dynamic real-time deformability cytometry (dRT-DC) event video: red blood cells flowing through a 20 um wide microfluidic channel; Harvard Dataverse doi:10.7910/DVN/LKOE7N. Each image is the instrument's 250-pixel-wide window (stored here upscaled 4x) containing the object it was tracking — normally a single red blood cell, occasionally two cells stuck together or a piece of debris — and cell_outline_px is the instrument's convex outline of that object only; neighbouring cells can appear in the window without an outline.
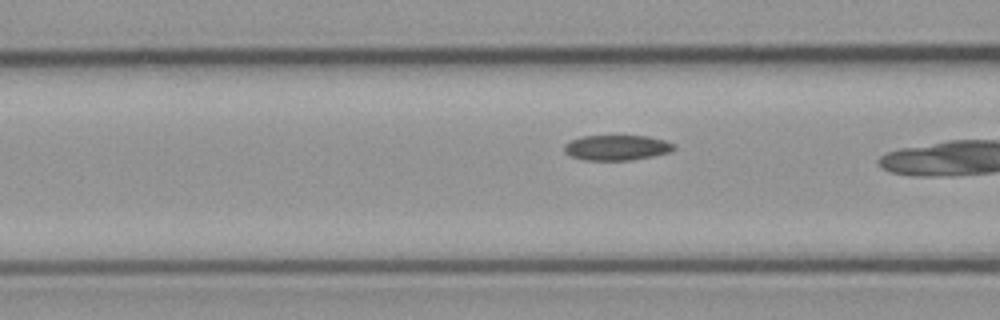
{"species": "common noctule bat (a hibernating species)", "species_latin": "Nyctalus noctula", "temperature_condition": "cold", "stored_images_in_passage": 23, "camera_frame_rate_fps": 3000, "um_per_image_px": 0.085, "animal": {"sex": "male", "body_mass_g": 23.1, "forearm_length_mm": 52.7}, "frame": {"image": 1, "passage_image": 17, "time_ms": 5.333, "image_size_px": [1000, 320], "cell_outline_px": [[676, 148], [672, 152], [632, 160], [584, 160], [572, 156], [564, 152], [564, 144], [580, 136], [648, 136], [664, 140], [676, 144]], "centroid_in_image_um": [52.46, 12.55], "position_along_channel_um": 114.1, "area_um2": 16.24}}